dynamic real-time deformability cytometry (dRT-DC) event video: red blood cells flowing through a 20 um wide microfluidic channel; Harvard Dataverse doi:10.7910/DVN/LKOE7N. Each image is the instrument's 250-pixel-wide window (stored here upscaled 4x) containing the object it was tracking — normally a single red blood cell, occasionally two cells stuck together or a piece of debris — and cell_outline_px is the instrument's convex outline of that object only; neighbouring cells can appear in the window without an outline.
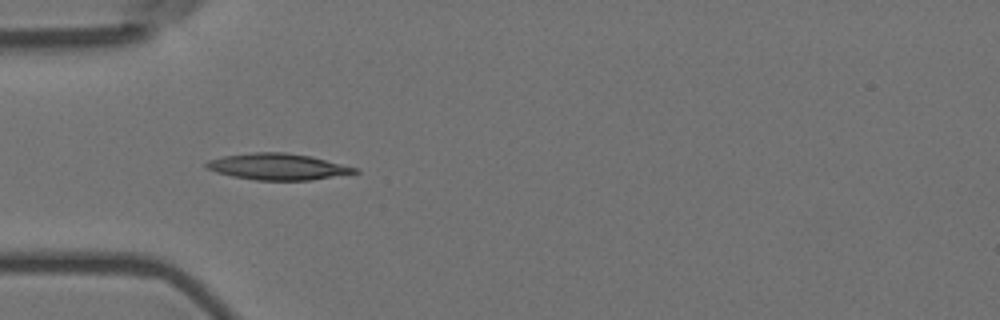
{"species": "Egyptian fruit bat (a non-hibernating species)", "species_latin": "Rousettus aegyptiacus", "temperature_condition": "room temperature", "stored_images_in_passage": 14, "camera_frame_rate_fps": 3000, "um_per_image_px": 0.085, "animal": {"sex": "female"}, "frame": {"image": 1, "passage_image": 4, "time_ms": 1.0, "image_size_px": [1000, 320], "cell_outline_px": [[360, 172], [312, 180], [256, 180], [232, 176], [216, 172], [204, 168], [204, 164], [208, 160], [224, 156], [252, 152], [284, 152], [312, 156], [360, 168]], "centroid_in_image_um": [23.63, 14.16], "position_along_channel_um": 61.4, "area_um2": 23.0}}
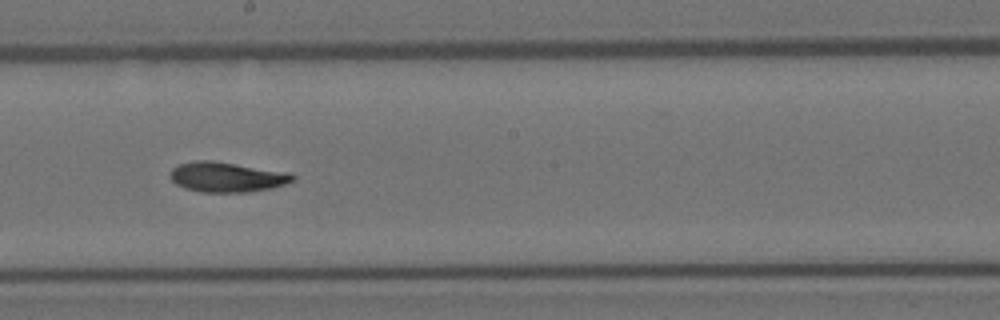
{"frame": {"image": 2, "passage_image": 8, "time_ms": 2.333, "image_size_px": [1000, 320], "cell_outline_px": [[296, 180], [272, 188], [248, 192], [200, 192], [184, 188], [176, 184], [168, 176], [168, 172], [172, 168], [180, 164], [196, 160], [212, 160], [292, 172], [296, 176]], "centroid_in_image_um": [19.3, 15.04], "position_along_channel_um": 228.9, "area_um2": 21.85}}
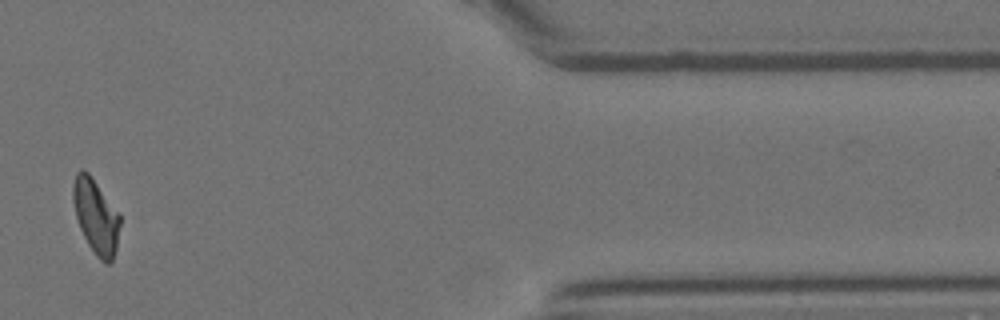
{"frame": {"image": 3, "passage_image": 13, "time_ms": 4.0, "image_size_px": [1000, 320], "cell_outline_px": [[120, 224], [116, 248], [112, 260], [108, 264], [104, 264], [96, 256], [88, 244], [80, 228], [76, 216], [72, 200], [72, 184], [76, 172], [80, 168], [88, 172], [120, 216]], "centroid_in_image_um": [8.12, 18.39], "position_along_channel_um": 403.3, "area_um2": 20.17}}